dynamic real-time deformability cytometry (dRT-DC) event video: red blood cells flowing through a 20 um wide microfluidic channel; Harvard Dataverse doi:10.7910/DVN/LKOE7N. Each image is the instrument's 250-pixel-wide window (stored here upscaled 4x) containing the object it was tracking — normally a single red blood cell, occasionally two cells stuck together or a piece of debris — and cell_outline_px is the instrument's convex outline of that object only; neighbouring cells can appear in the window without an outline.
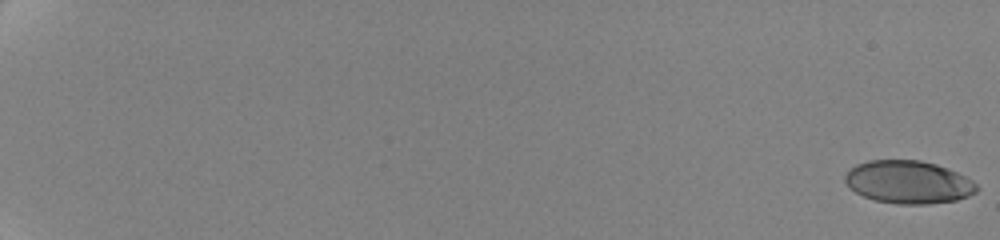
{"species": "human", "species_latin": "Homo sapiens", "temperature_condition": "cold", "stored_images_in_passage": 28, "camera_frame_rate_fps": 3000, "um_per_image_px": 0.085, "donor": {"sex": "female"}, "frame": {"image": 1, "passage_image": 1, "time_ms": 0.0, "image_size_px": [1000, 240], "cell_outline_px": [[980, 188], [976, 192], [968, 196], [956, 200], [928, 204], [896, 204], [876, 200], [864, 196], [856, 192], [844, 180], [844, 176], [848, 168], [856, 164], [868, 160], [920, 160], [936, 164], [948, 168], [972, 180]], "centroid_in_image_um": [77.21, 15.47], "position_along_channel_um": 7.8, "area_um2": 32.95}}
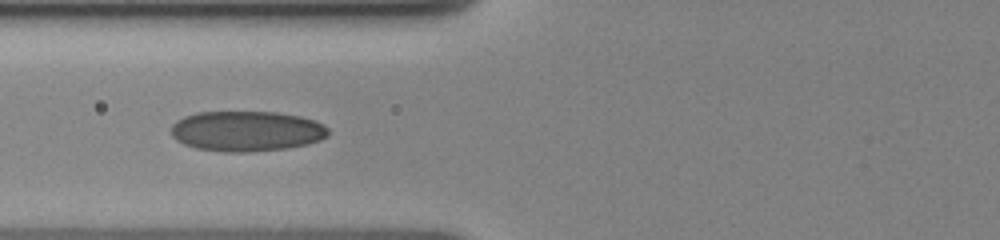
{"frame": {"image": 2, "passage_image": 22, "time_ms": 9.333, "image_size_px": [1000, 240], "cell_outline_px": [[328, 136], [320, 140], [308, 144], [288, 148], [252, 152], [224, 152], [196, 148], [184, 144], [176, 140], [172, 136], [172, 124], [176, 120], [184, 116], [196, 112], [276, 112], [300, 116], [324, 124], [328, 128]], "centroid_in_image_um": [20.96, 11.15], "position_along_channel_um": 104.8, "area_um2": 37.17}}
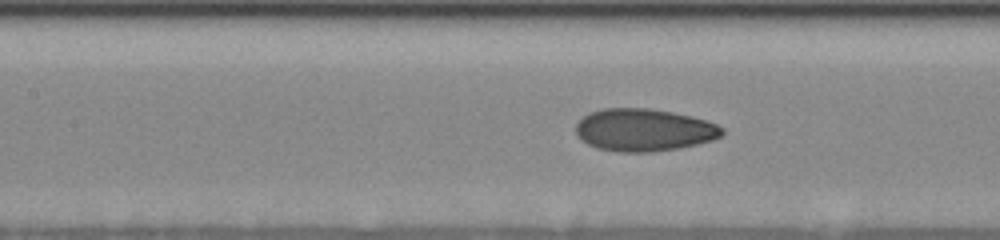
{"frame": {"image": 3, "passage_image": 27, "time_ms": 10.667, "image_size_px": [1000, 240], "cell_outline_px": [[724, 136], [712, 140], [680, 148], [652, 152], [616, 152], [596, 148], [580, 140], [576, 136], [576, 124], [588, 112], [604, 108], [648, 108], [672, 112], [708, 120], [724, 128]], "centroid_in_image_um": [54.73, 11.05], "position_along_channel_um": 152.7, "area_um2": 36.59}}